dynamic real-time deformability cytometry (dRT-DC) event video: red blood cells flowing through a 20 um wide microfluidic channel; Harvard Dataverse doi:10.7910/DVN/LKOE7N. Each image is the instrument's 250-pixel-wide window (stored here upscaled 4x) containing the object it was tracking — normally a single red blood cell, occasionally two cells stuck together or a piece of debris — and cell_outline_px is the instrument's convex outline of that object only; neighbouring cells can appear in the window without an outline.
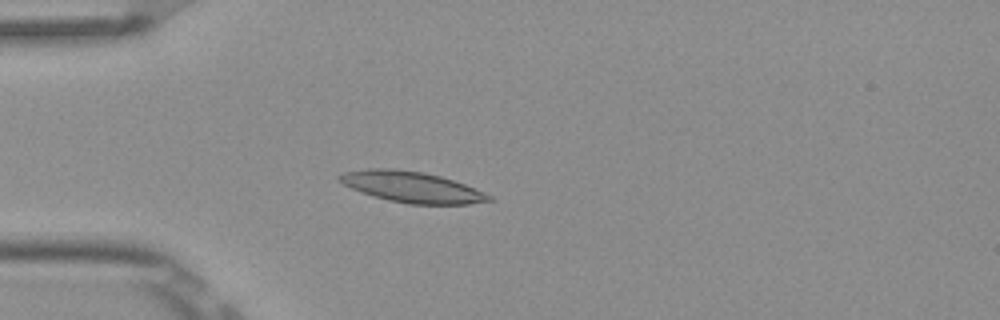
{"species": "Egyptian fruit bat (a non-hibernating species)", "species_latin": "Rousettus aegyptiacus", "temperature_condition": "room temperature", "stored_images_in_passage": 5, "camera_frame_rate_fps": 3000, "um_per_image_px": 0.085, "frame": {"image": 1, "passage_image": 5, "time_ms": 1.333, "image_size_px": [1000, 320], "cell_outline_px": [[492, 200], [468, 204], [408, 204], [388, 200], [352, 188], [344, 184], [336, 176], [344, 172], [368, 168], [392, 168], [424, 172], [440, 176], [464, 184], [484, 192], [492, 196]], "centroid_in_image_um": [35.01, 15.88], "position_along_channel_um": 50.0, "area_um2": 26.59}}